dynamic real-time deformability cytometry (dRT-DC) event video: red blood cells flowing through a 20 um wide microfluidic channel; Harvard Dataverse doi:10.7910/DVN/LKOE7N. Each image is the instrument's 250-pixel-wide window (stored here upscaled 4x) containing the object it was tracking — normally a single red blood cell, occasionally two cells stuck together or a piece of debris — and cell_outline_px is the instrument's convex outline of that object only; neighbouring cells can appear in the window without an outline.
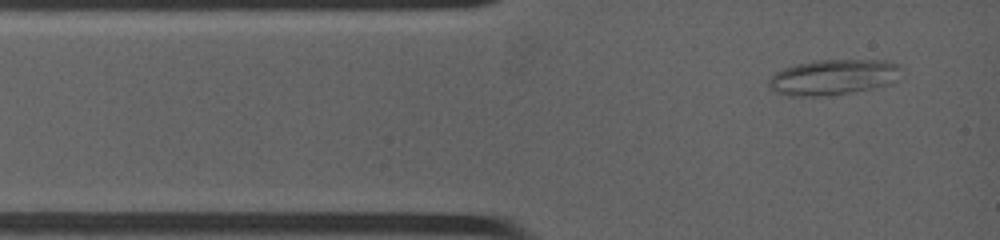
{"species": "common noctule bat (a hibernating species)", "species_latin": "Nyctalus noctula", "temperature_condition": "warm", "stored_images_in_passage": 36, "camera_frame_rate_fps": 4500, "um_per_image_px": 0.085, "animal": {"sex": "female", "body_mass_g": 19.0, "forearm_length_mm": 53.3}, "frame": {"image": 1, "passage_image": 1, "time_ms": 0.0, "image_size_px": [1000, 240], "cell_outline_px": [[896, 68], [880, 84], [868, 88], [848, 92], [812, 96], [796, 96], [776, 92], [768, 84], [768, 80], [772, 76], [784, 68], [800, 64], [824, 60], [864, 60], [896, 64]], "centroid_in_image_um": [70.55, 6.56], "position_along_channel_um": 14.5, "area_um2": 24.91}}
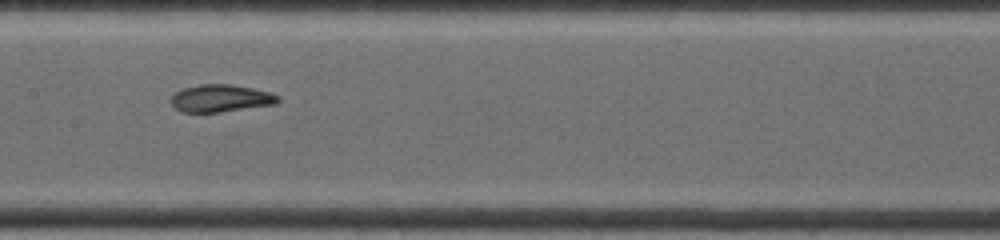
{"frame": {"image": 2, "passage_image": 16, "time_ms": 5.111, "image_size_px": [1000, 240], "cell_outline_px": [[280, 100], [276, 104], [220, 112], [180, 112], [168, 100], [176, 92], [184, 88], [200, 84], [232, 84], [252, 88], [268, 92], [280, 96]], "centroid_in_image_um": [18.75, 8.35], "position_along_channel_um": 188.6, "area_um2": 17.11}}
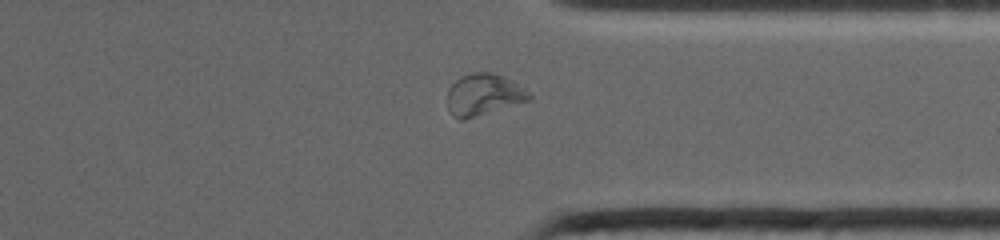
{"frame": {"image": 3, "passage_image": 30, "time_ms": 9.778, "image_size_px": [1000, 240], "cell_outline_px": [[532, 100], [464, 120], [460, 120], [452, 116], [448, 112], [448, 88], [460, 76], [472, 72], [492, 72], [504, 76], [512, 80], [528, 92], [532, 96]], "centroid_in_image_um": [41.1, 8.05], "position_along_channel_um": 370.3, "area_um2": 20.11}}